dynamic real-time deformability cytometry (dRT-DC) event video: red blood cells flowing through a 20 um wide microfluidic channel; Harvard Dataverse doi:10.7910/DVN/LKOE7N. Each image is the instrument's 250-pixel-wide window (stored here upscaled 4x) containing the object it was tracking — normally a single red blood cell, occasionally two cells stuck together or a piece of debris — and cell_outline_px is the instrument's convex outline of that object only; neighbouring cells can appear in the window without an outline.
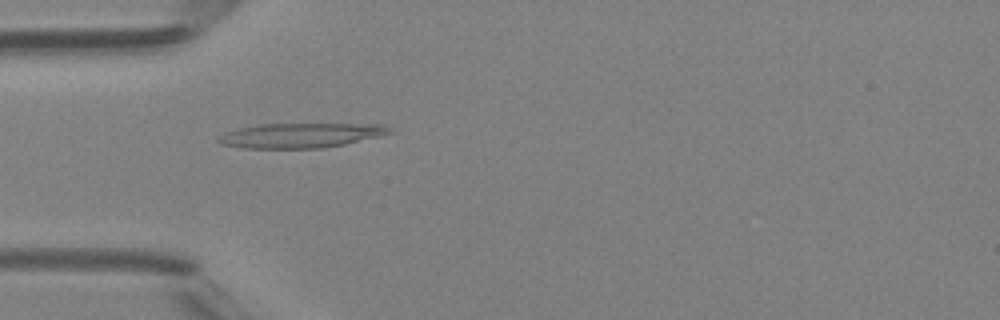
{"species": "Egyptian fruit bat (a non-hibernating species)", "species_latin": "Rousettus aegyptiacus", "temperature_condition": "room temperature", "stored_images_in_passage": 42, "camera_frame_rate_fps": 3000, "um_per_image_px": 0.085, "animal": {"sex": "female"}, "frame": {"image": 1, "passage_image": 10, "time_ms": 3.0, "image_size_px": [1000, 320], "cell_outline_px": [[396, 132], [380, 136], [344, 144], [324, 148], [240, 148], [220, 144], [216, 140], [220, 136], [228, 132], [240, 128], [260, 124], [384, 124], [392, 128]], "centroid_in_image_um": [25.62, 11.51], "position_along_channel_um": 59.4, "area_um2": 24.68}}
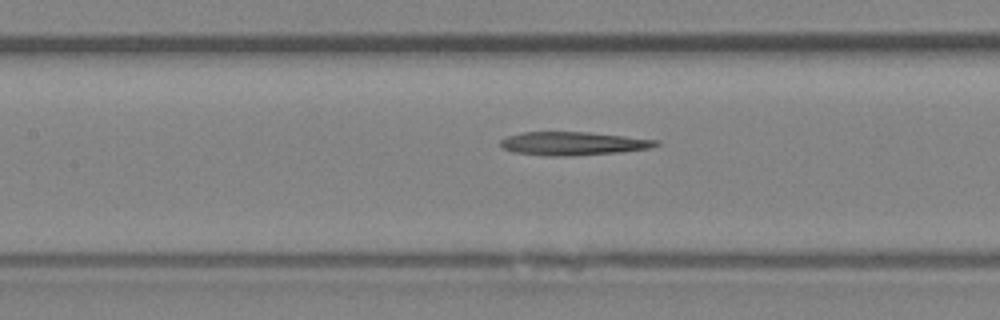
{"frame": {"image": 2, "passage_image": 17, "time_ms": 5.333, "image_size_px": [1000, 320], "cell_outline_px": [[660, 144], [652, 148], [620, 152], [564, 156], [548, 156], [512, 152], [504, 148], [500, 144], [500, 140], [508, 136], [520, 132], [592, 132], [660, 140]], "centroid_in_image_um": [48.75, 12.19], "position_along_channel_um": 158.7, "area_um2": 21.33}}
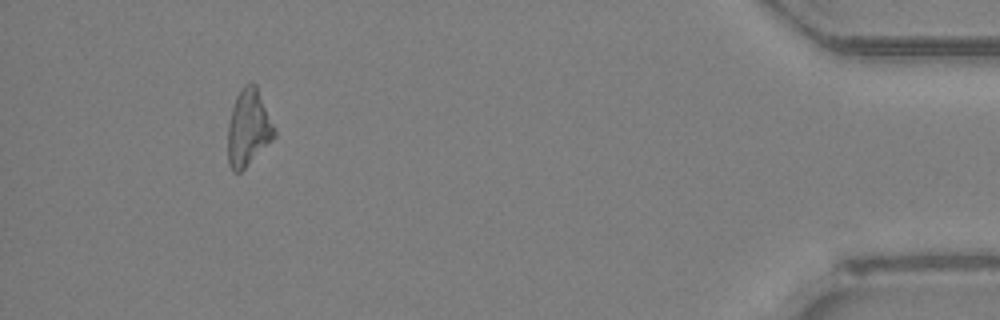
{"frame": {"image": 3, "passage_image": 39, "time_ms": 12.667, "image_size_px": [1000, 320], "cell_outline_px": [[276, 136], [240, 172], [232, 172], [228, 164], [228, 124], [232, 108], [236, 96], [244, 84], [252, 80], [256, 84], [276, 128]], "centroid_in_image_um": [21.12, 10.83], "position_along_channel_um": 414.1, "area_um2": 20.92}}